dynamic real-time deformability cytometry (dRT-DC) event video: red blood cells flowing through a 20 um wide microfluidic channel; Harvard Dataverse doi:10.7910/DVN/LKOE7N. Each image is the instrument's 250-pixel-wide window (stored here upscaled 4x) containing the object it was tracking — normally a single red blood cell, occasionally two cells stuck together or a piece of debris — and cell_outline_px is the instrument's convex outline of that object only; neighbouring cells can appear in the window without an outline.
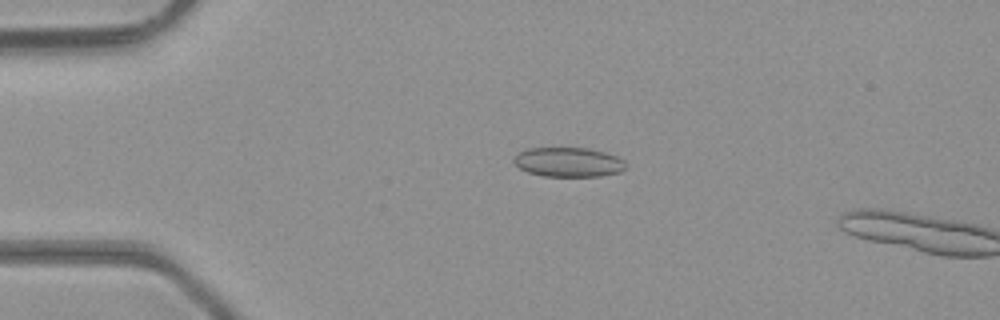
{"species": "common noctule bat (a hibernating species)", "species_latin": "Nyctalus noctula", "temperature_condition": "room temperature", "stored_images_in_passage": 3, "camera_frame_rate_fps": 3000, "um_per_image_px": 0.085, "animal": {"sex": "male", "body_mass_g": 23.1, "forearm_length_mm": 52.7}, "frame": {"image": 1, "passage_image": 2, "time_ms": 0.333, "image_size_px": [1000, 320], "cell_outline_px": [[628, 168], [620, 172], [600, 176], [544, 176], [528, 172], [520, 168], [512, 160], [520, 152], [528, 148], [588, 148], [604, 152], [616, 156], [624, 160], [628, 164]], "centroid_in_image_um": [48.37, 13.78], "position_along_channel_um": 36.6, "area_um2": 19.25}}